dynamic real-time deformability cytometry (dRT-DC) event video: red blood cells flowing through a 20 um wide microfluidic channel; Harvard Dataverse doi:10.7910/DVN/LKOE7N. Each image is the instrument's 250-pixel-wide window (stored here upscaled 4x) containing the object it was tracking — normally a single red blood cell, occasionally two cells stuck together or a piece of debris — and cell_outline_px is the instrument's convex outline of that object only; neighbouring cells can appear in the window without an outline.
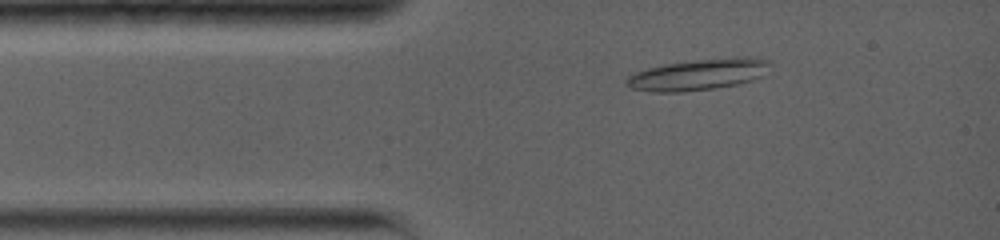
{"species": "common noctule bat (a hibernating species)", "species_latin": "Nyctalus noctula", "temperature_condition": "warm", "stored_images_in_passage": 30, "camera_frame_rate_fps": 5000, "um_per_image_px": 0.085, "animal": {"sex": "female", "body_mass_g": 19.0, "forearm_length_mm": 56.7}, "frame": {"image": 1, "passage_image": 4, "time_ms": 1.4, "image_size_px": [1000, 240], "cell_outline_px": [[772, 60], [760, 76], [752, 80], [740, 84], [716, 88], [684, 92], [652, 92], [632, 88], [624, 84], [624, 80], [628, 76], [636, 72], [648, 68], [668, 64], [696, 60], [732, 56], [756, 56]], "centroid_in_image_um": [59.38, 6.33], "position_along_channel_um": 25.6, "area_um2": 26.3}}
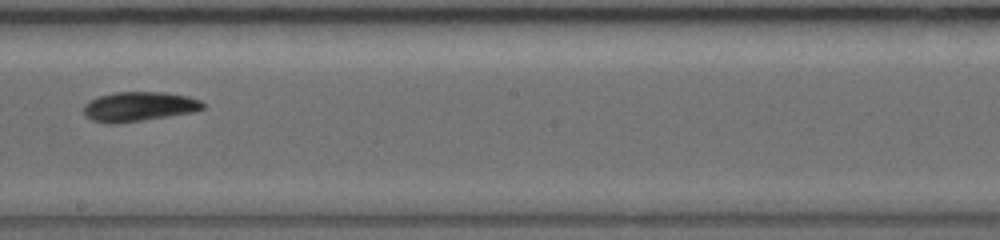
{"frame": {"image": 2, "passage_image": 16, "time_ms": 7.6, "image_size_px": [1000, 240], "cell_outline_px": [[204, 108], [192, 112], [168, 116], [116, 124], [108, 124], [92, 120], [84, 116], [84, 104], [100, 96], [116, 92], [164, 92], [188, 96], [200, 100], [204, 104]], "centroid_in_image_um": [11.8, 9.06], "position_along_channel_um": 236.4, "area_um2": 20.4}}
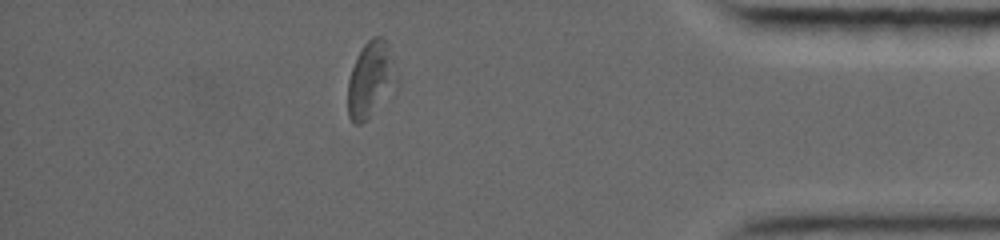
{"frame": {"image": 3, "passage_image": 27, "time_ms": 13.0, "image_size_px": [1000, 240], "cell_outline_px": [[396, 84], [368, 116], [360, 124], [356, 124], [348, 116], [348, 80], [352, 68], [364, 44], [372, 36], [380, 36], [388, 44], [396, 76]], "centroid_in_image_um": [31.47, 6.71], "position_along_channel_um": 403.7, "area_um2": 20.52}, "authors_computed_cell_mechanics": {"area_um2": 20.519, "velocity_mm_per_s": 3.7537, "shape_relaxation_time_tau1_ms": 4.4829, "shape_relaxation_time_tau2_ms": null, "deformation_change_tau1": 0.1488, "deformation_change_tau2": null}}